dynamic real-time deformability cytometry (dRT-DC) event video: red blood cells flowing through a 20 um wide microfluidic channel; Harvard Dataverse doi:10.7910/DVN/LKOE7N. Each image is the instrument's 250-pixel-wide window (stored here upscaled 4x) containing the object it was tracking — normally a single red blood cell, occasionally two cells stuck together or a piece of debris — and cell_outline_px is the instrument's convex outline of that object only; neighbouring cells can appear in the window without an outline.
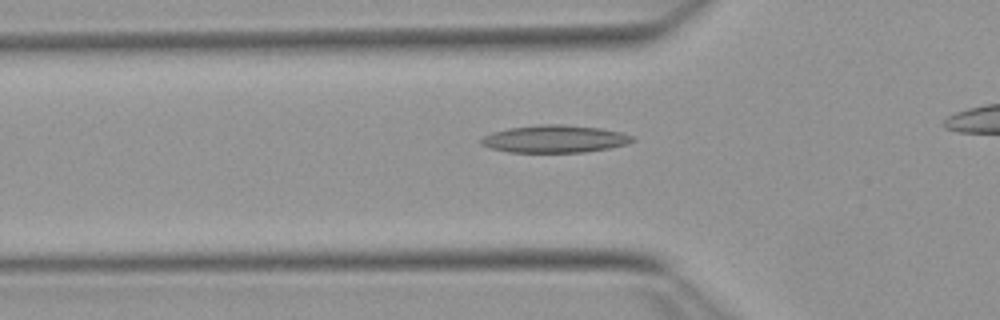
{"species": "Egyptian fruit bat (a non-hibernating species)", "species_latin": "Rousettus aegyptiacus", "temperature_condition": "warm", "stored_images_in_passage": 35, "camera_frame_rate_fps": 3000, "um_per_image_px": 0.085, "animal": {"sex": "female"}, "frame": {"image": 1, "passage_image": 9, "time_ms": 2.667, "image_size_px": [1000, 320], "cell_outline_px": [[636, 140], [628, 144], [608, 148], [584, 152], [508, 152], [492, 148], [480, 144], [480, 140], [484, 136], [492, 132], [508, 128], [540, 124], [564, 124], [600, 128], [620, 132], [632, 136]], "centroid_in_image_um": [47.15, 11.8], "position_along_channel_um": 78.7, "area_um2": 24.22}}
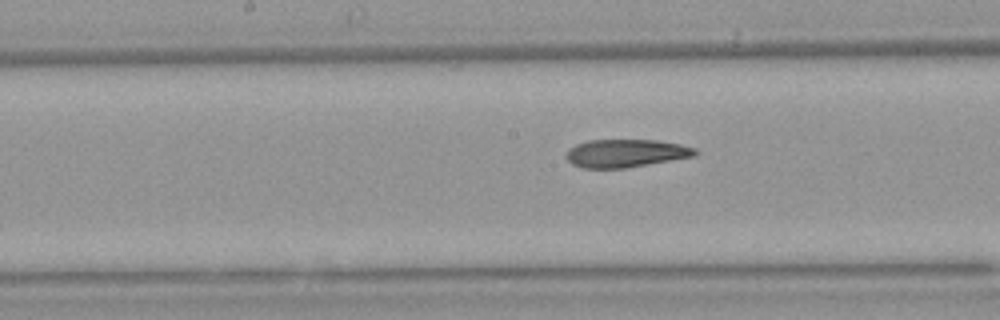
{"frame": {"image": 2, "passage_image": 18, "time_ms": 5.667, "image_size_px": [1000, 320], "cell_outline_px": [[700, 152], [696, 156], [624, 168], [580, 168], [572, 164], [564, 156], [568, 148], [576, 144], [588, 140], [656, 140], [680, 144], [696, 148]], "centroid_in_image_um": [53.18, 13.02], "position_along_channel_um": 195.0, "area_um2": 21.21}}
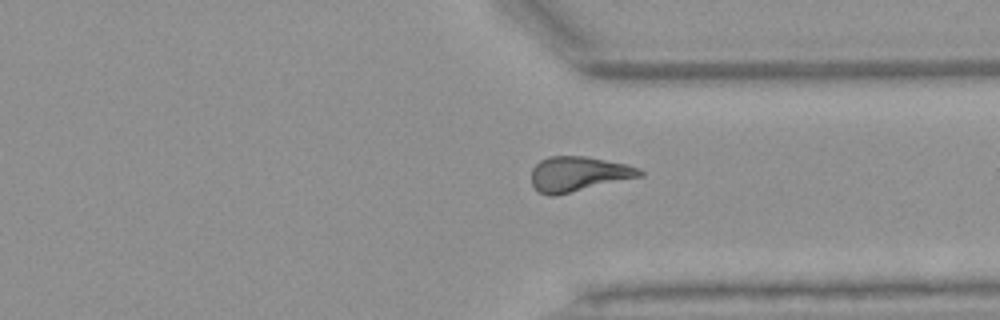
{"frame": {"image": 3, "passage_image": 31, "time_ms": 10.0, "image_size_px": [1000, 320], "cell_outline_px": [[644, 176], [556, 196], [552, 196], [540, 192], [532, 184], [532, 168], [540, 160], [548, 156], [584, 156], [628, 164], [640, 168], [644, 172]], "centroid_in_image_um": [49.21, 14.79], "position_along_channel_um": 362.2, "area_um2": 22.25}}